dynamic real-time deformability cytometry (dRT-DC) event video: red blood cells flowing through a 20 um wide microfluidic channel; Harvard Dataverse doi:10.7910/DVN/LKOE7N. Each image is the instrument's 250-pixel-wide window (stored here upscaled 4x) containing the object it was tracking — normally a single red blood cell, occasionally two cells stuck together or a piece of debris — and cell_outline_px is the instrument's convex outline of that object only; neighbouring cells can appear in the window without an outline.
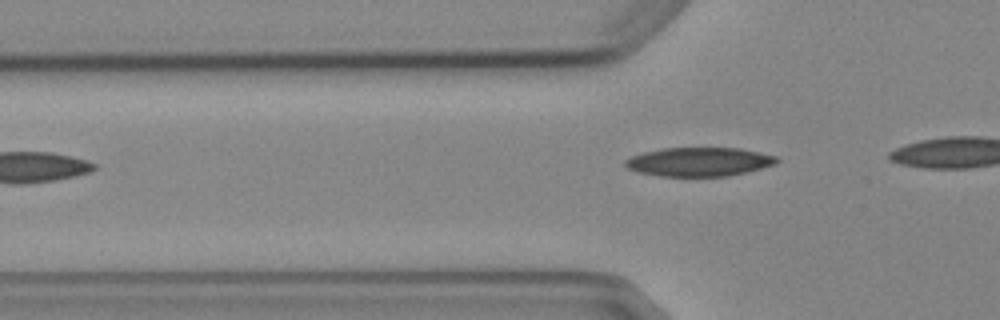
{"species": "Egyptian fruit bat (a non-hibernating species)", "species_latin": "Rousettus aegyptiacus", "temperature_condition": "cold", "stored_images_in_passage": 4, "camera_frame_rate_fps": 3000, "um_per_image_px": 0.085, "animal": {"sex": "female"}, "frame": {"image": 1, "passage_image": 4, "time_ms": 3.667, "image_size_px": [1000, 320], "cell_outline_px": [[780, 160], [776, 164], [728, 176], [660, 176], [636, 172], [628, 168], [624, 164], [624, 160], [632, 156], [644, 152], [664, 148], [740, 148], [760, 152], [776, 156]], "centroid_in_image_um": [59.41, 13.75], "position_along_channel_um": 66.4, "area_um2": 25.43}}